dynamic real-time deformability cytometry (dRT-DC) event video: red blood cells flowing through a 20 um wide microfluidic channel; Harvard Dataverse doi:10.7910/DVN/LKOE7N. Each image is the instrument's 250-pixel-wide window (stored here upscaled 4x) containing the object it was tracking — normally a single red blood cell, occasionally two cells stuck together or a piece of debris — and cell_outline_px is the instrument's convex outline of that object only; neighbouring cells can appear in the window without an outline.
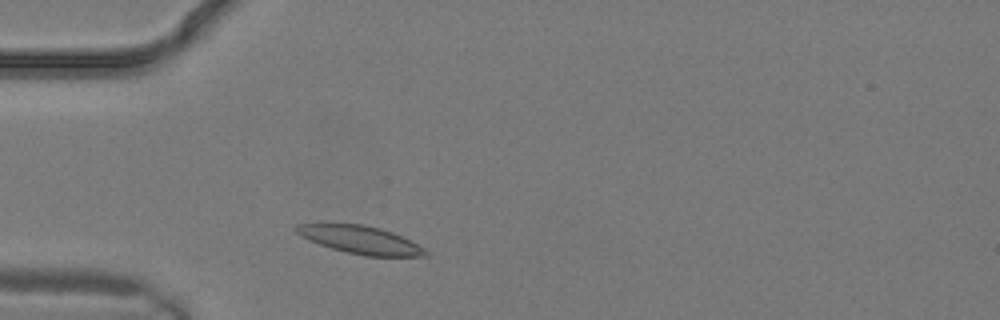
{"species": "common noctule bat (a hibernating species)", "species_latin": "Nyctalus noctula", "temperature_condition": "warm", "stored_images_in_passage": 1, "camera_frame_rate_fps": 3000, "um_per_image_px": 0.085, "animal": {"sex": "male", "body_mass_g": 19.2, "forearm_length_mm": 51.8}, "frame": {"image": 1, "passage_image": 1, "time_ms": 0.0, "image_size_px": [1000, 320], "cell_outline_px": [[428, 256], [364, 256], [332, 248], [308, 240], [300, 236], [292, 228], [296, 224], [364, 224], [380, 228], [392, 232], [424, 248], [428, 252]], "centroid_in_image_um": [30.6, 20.38], "position_along_channel_um": 54.4, "area_um2": 20.75}}